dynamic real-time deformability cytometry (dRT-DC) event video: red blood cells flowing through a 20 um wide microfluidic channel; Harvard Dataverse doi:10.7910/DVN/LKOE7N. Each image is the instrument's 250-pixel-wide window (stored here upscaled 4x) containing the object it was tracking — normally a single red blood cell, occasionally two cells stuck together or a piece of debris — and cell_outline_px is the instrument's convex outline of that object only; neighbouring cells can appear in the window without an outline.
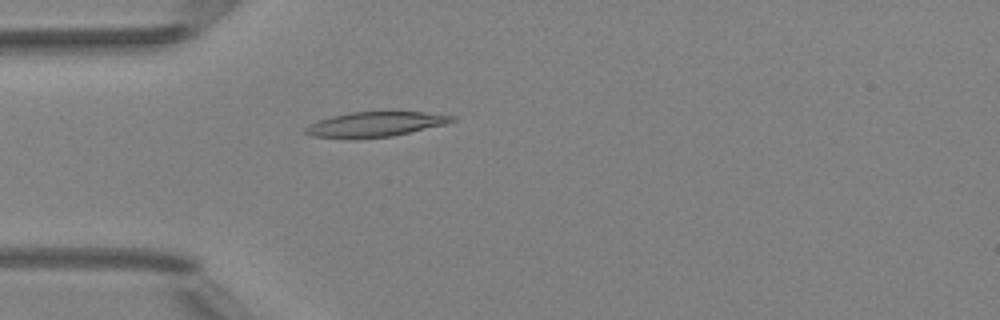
{"species": "Egyptian fruit bat (a non-hibernating species)", "species_latin": "Rousettus aegyptiacus", "temperature_condition": "room temperature", "stored_images_in_passage": 4, "camera_frame_rate_fps": 3000, "um_per_image_px": 0.085, "animal": {"sex": "female"}, "frame": {"image": 1, "passage_image": 4, "time_ms": 3.333, "image_size_px": [1000, 320], "cell_outline_px": [[456, 120], [448, 124], [392, 136], [312, 136], [304, 132], [304, 128], [308, 124], [332, 116], [352, 112], [388, 108], [392, 108], [456, 116]], "centroid_in_image_um": [32.05, 10.47], "position_along_channel_um": 52.9, "area_um2": 21.56}}